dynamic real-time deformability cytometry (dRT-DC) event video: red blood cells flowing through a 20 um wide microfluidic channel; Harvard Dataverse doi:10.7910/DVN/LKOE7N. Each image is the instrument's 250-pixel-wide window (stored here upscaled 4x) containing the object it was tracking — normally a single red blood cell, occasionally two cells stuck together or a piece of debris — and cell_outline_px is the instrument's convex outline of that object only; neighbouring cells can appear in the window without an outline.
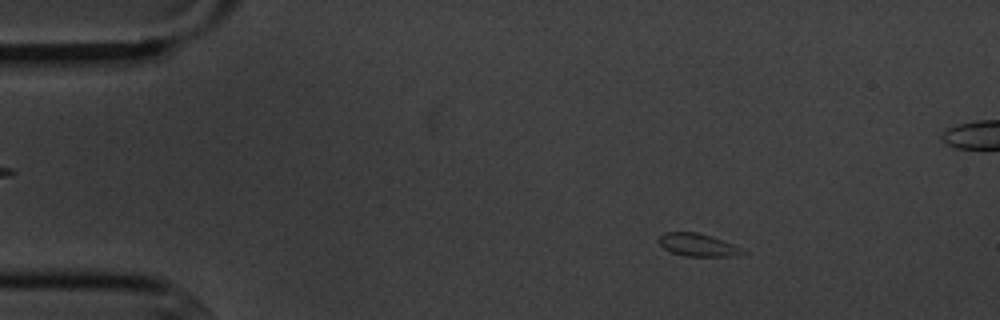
{"species": "common noctule bat (a hibernating species)", "species_latin": "Nyctalus noctula", "temperature_condition": "cold", "stored_images_in_passage": 5, "camera_frame_rate_fps": 3000, "um_per_image_px": 0.085, "animal": {"sex": "male", "body_mass_g": 20.1, "forearm_length_mm": 53.5}, "frame": {"image": 1, "passage_image": 2, "time_ms": 1.333, "image_size_px": [1000, 320], "cell_outline_px": [[748, 252], [736, 256], [684, 256], [672, 252], [664, 248], [660, 244], [660, 236], [664, 232], [700, 232], [712, 236], [732, 244]], "centroid_in_image_um": [59.33, 20.81], "position_along_channel_um": 25.7, "area_um2": 11.04}}